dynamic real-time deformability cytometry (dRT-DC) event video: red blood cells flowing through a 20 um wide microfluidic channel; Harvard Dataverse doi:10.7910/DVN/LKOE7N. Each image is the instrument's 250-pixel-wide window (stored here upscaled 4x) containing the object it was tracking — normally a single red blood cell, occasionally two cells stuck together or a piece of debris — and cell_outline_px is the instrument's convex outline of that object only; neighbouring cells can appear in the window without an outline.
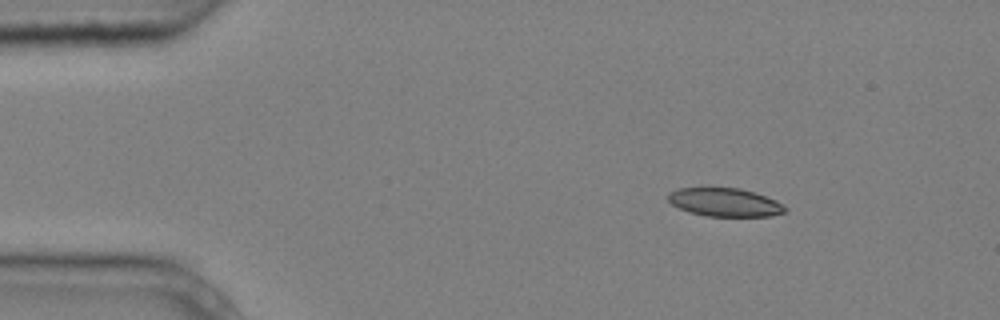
{"species": "common noctule bat (a hibernating species)", "species_latin": "Nyctalus noctula", "temperature_condition": "cold", "stored_images_in_passage": 5, "camera_frame_rate_fps": 3000, "um_per_image_px": 0.085, "animal": {"sex": "male", "body_mass_g": 20.4}, "frame": {"image": 1, "passage_image": 2, "time_ms": 0.333, "image_size_px": [1000, 320], "cell_outline_px": [[788, 208], [784, 212], [772, 216], [704, 216], [680, 208], [672, 204], [668, 200], [668, 192], [680, 188], [740, 188], [776, 200]], "centroid_in_image_um": [61.61, 17.2], "position_along_channel_um": 23.4, "area_um2": 19.13}}
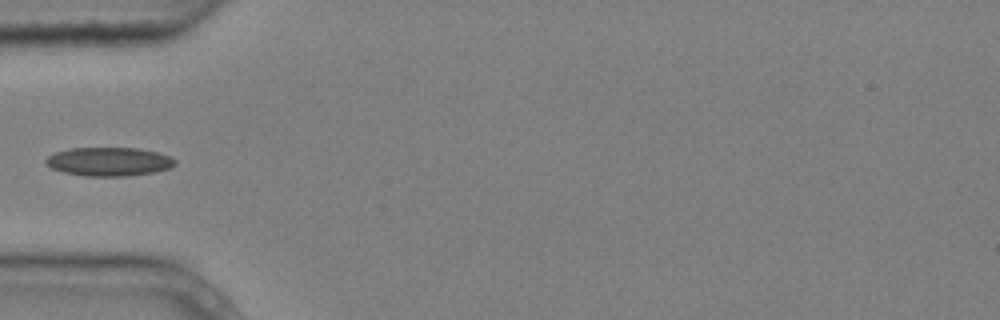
{"frame": {"image": 2, "passage_image": 5, "time_ms": 1.333, "image_size_px": [1000, 320], "cell_outline_px": [[176, 164], [168, 168], [156, 172], [128, 176], [84, 176], [64, 172], [52, 168], [44, 160], [48, 156], [56, 152], [72, 148], [140, 148], [156, 152], [168, 156], [176, 160]], "centroid_in_image_um": [9.28, 13.74], "position_along_channel_um": 75.7, "area_um2": 21.5}}